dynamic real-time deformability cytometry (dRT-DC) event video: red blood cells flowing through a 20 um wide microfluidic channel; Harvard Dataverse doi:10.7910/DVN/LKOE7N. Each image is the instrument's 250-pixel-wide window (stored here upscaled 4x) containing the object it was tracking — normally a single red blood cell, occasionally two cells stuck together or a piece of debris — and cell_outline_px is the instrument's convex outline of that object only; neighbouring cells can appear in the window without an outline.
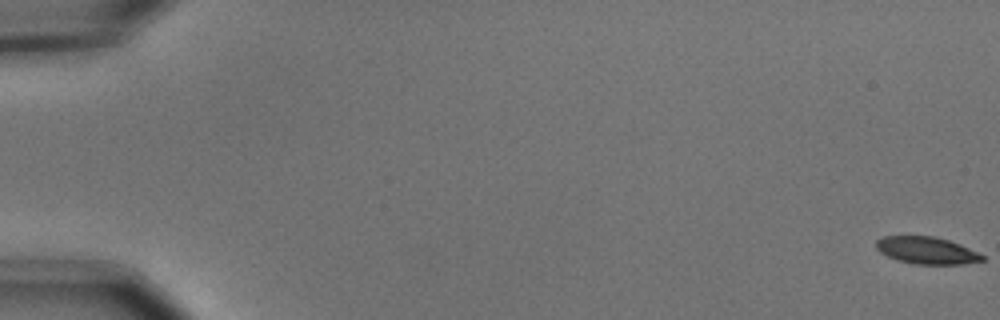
{"species": "common noctule bat (a hibernating species)", "species_latin": "Nyctalus noctula", "temperature_condition": "cold", "stored_images_in_passage": 5, "camera_frame_rate_fps": 3000, "um_per_image_px": 0.085, "animal": {"sex": "male", "body_mass_g": 15.6}, "frame": {"image": 1, "passage_image": 1, "time_ms": 0.0, "image_size_px": [1000, 320], "cell_outline_px": [[984, 260], [964, 264], [912, 264], [896, 260], [880, 252], [876, 248], [876, 240], [880, 236], [932, 236], [948, 240], [960, 244], [984, 256]], "centroid_in_image_um": [78.72, 21.29], "position_along_channel_um": 6.3, "area_um2": 16.76}}
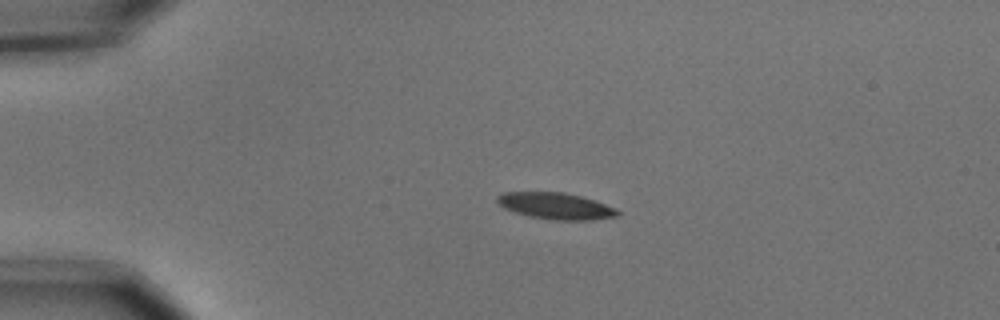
{"frame": {"image": 2, "passage_image": 4, "time_ms": 1.0, "image_size_px": [1000, 320], "cell_outline_px": [[620, 216], [592, 220], [556, 220], [528, 216], [504, 208], [496, 200], [496, 196], [504, 192], [564, 192], [580, 196], [616, 208], [620, 212]], "centroid_in_image_um": [47.25, 17.51], "position_along_channel_um": 37.8, "area_um2": 18.5}}